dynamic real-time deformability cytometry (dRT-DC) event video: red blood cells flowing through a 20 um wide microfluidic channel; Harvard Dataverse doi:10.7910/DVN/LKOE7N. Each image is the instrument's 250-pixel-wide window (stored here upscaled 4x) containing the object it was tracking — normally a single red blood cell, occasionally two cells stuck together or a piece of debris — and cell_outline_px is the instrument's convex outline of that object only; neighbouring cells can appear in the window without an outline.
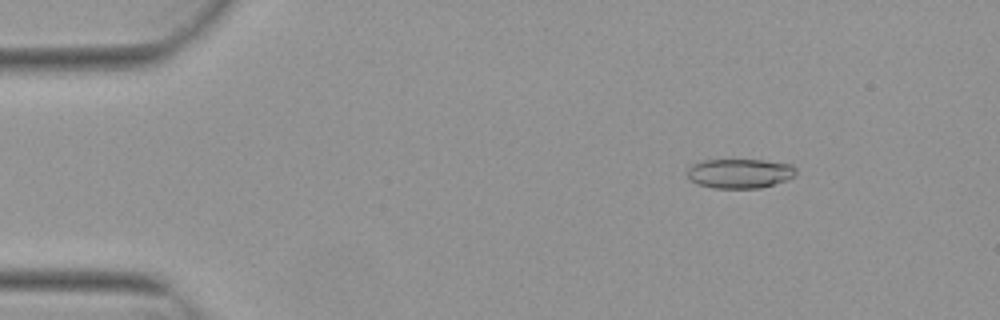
{"species": "Egyptian fruit bat (a non-hibernating species)", "species_latin": "Rousettus aegyptiacus", "temperature_condition": "warm", "stored_images_in_passage": 54, "camera_frame_rate_fps": 3000, "um_per_image_px": 0.085, "animal": {"sex": "female"}, "frame": {"image": 1, "passage_image": 8, "time_ms": 2.333, "image_size_px": [1000, 320], "cell_outline_px": [[796, 176], [760, 188], [712, 188], [700, 184], [692, 180], [688, 176], [688, 168], [692, 164], [704, 160], [764, 160], [792, 164], [796, 168]], "centroid_in_image_um": [62.9, 14.73], "position_along_channel_um": 22.1, "area_um2": 18.55}}
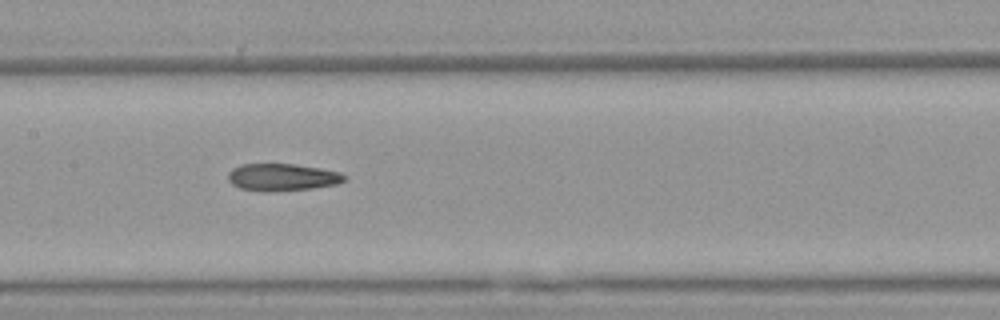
{"frame": {"image": 2, "passage_image": 27, "time_ms": 8.667, "image_size_px": [1000, 320], "cell_outline_px": [[348, 176], [344, 180], [336, 184], [312, 188], [268, 192], [264, 192], [240, 188], [232, 184], [228, 180], [228, 172], [232, 168], [240, 164], [296, 164], [320, 168], [340, 172]], "centroid_in_image_um": [23.97, 15.06], "position_along_channel_um": 183.4, "area_um2": 18.55}}
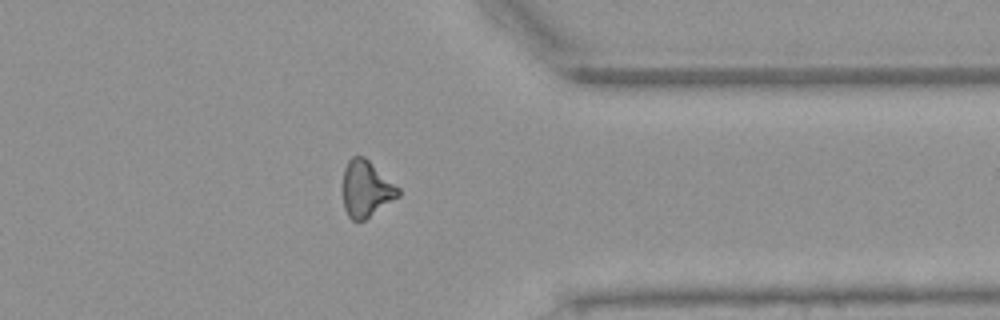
{"frame": {"image": 3, "passage_image": 43, "time_ms": 14.0, "image_size_px": [1000, 320], "cell_outline_px": [[400, 196], [364, 220], [352, 220], [348, 216], [344, 208], [340, 188], [344, 168], [348, 160], [352, 156], [364, 156], [400, 188]], "centroid_in_image_um": [31.08, 16.04], "position_along_channel_um": 380.3, "area_um2": 18.61}, "authors_computed_cell_mechanics": {"area_um2": 18.6116, "velocity_mm_per_s": 3.8539, "shape_relaxation_time_tau1_ms": null, "shape_relaxation_time_tau2_ms": 3.4149, "deformation_change_tau1": null, "deformation_change_tau2": 0.1351}}